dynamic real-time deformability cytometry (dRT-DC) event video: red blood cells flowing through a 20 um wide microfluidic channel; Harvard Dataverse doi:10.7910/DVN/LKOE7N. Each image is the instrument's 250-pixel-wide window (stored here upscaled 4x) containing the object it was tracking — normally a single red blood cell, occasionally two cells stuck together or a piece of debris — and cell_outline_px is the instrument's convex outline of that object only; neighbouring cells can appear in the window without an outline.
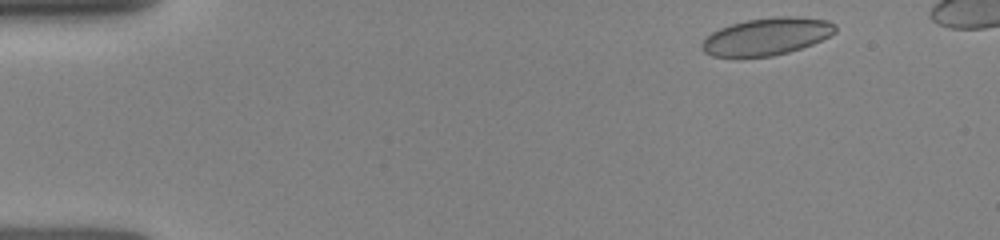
{"species": "human", "species_latin": "Homo sapiens", "temperature_condition": "room temperature", "stored_images_in_passage": 45, "camera_frame_rate_fps": 3000, "um_per_image_px": 0.085, "donor": {"sex": "female"}, "frame": {"image": 1, "passage_image": 4, "time_ms": 0.333, "image_size_px": [1000, 240], "cell_outline_px": [[836, 32], [812, 44], [788, 52], [772, 56], [712, 56], [704, 52], [700, 48], [700, 44], [712, 32], [720, 28], [732, 24], [748, 20], [776, 16], [796, 16], [828, 20], [836, 24]], "centroid_in_image_um": [65.18, 3.09], "position_along_channel_um": 19.8, "area_um2": 28.78}}
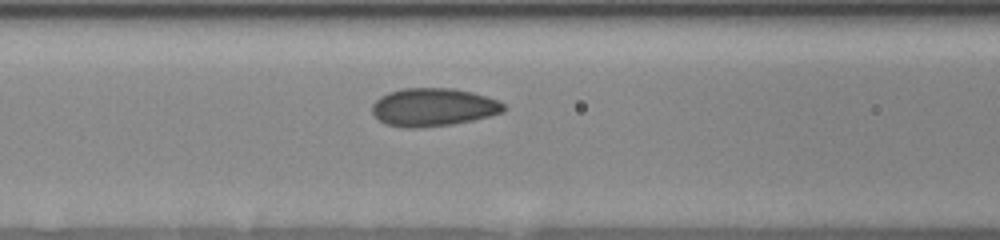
{"frame": {"image": 2, "passage_image": 37, "time_ms": 5.333, "image_size_px": [1000, 240], "cell_outline_px": [[508, 108], [504, 112], [472, 120], [452, 124], [420, 128], [408, 128], [384, 124], [372, 112], [372, 104], [380, 96], [388, 92], [400, 88], [452, 88], [472, 92], [496, 100], [504, 104]], "centroid_in_image_um": [36.81, 9.11], "position_along_channel_um": 129.8, "area_um2": 29.25}}
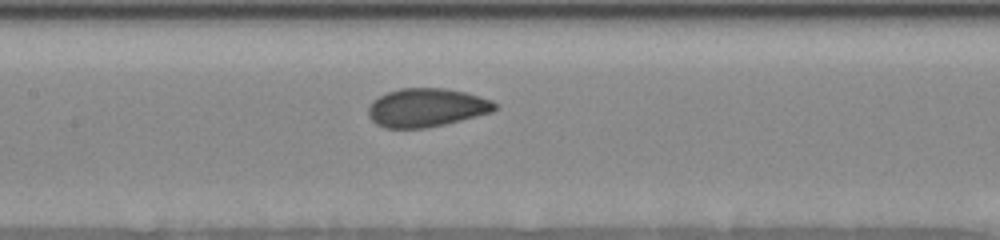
{"frame": {"image": 3, "passage_image": 42, "time_ms": 6.333, "image_size_px": [1000, 240], "cell_outline_px": [[500, 108], [492, 112], [444, 124], [424, 128], [384, 128], [376, 124], [368, 116], [368, 108], [372, 100], [388, 92], [400, 88], [444, 88], [468, 92], [492, 100], [500, 104]], "centroid_in_image_um": [36.29, 9.14], "position_along_channel_um": 171.1, "area_um2": 28.67}}